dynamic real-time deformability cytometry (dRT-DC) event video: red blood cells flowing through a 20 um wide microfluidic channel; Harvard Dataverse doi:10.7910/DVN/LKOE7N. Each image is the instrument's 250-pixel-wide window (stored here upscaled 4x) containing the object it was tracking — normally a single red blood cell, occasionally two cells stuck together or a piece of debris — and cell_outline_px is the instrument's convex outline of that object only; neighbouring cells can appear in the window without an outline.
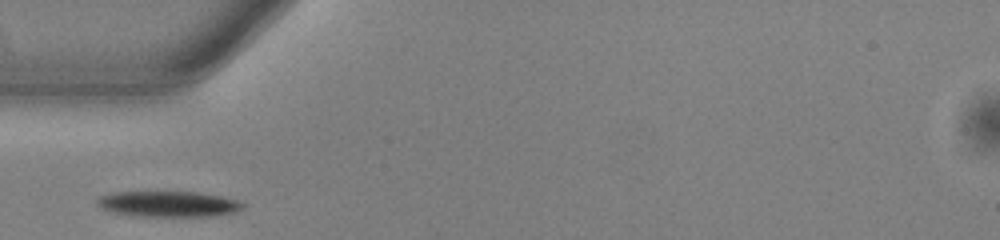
{"species": "common noctule bat (a hibernating species)", "species_latin": "Nyctalus noctula", "temperature_condition": "warm", "stored_images_in_passage": 29, "camera_frame_rate_fps": 3000, "um_per_image_px": 0.085, "animal": {"sex": "male", "body_mass_g": 13.0, "forearm_length_mm": 53.1}, "frame": {"image": 1, "passage_image": 1, "time_ms": 0.0, "image_size_px": [1000, 240], "cell_outline_px": [[244, 208], [236, 212], [208, 216], [140, 216], [112, 212], [100, 208], [96, 204], [96, 200], [100, 196], [116, 192], [200, 192], [220, 196], [236, 200], [244, 204]], "centroid_in_image_um": [14.29, 17.34], "position_along_channel_um": 70.7, "area_um2": 21.73}}
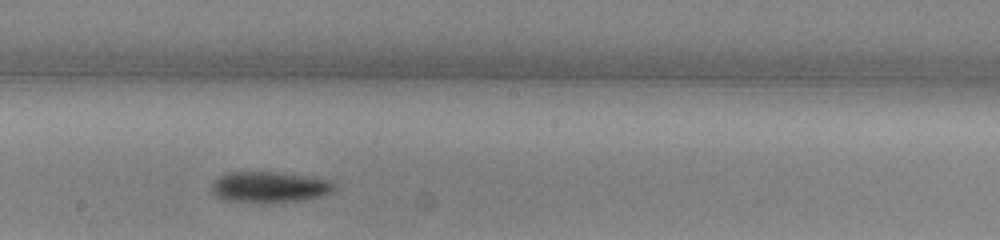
{"frame": {"image": 2, "passage_image": 13, "time_ms": 4.0, "image_size_px": [1000, 240], "cell_outline_px": [[336, 188], [332, 192], [324, 196], [304, 200], [264, 204], [224, 200], [216, 196], [212, 192], [212, 184], [220, 176], [228, 172], [280, 172], [308, 176], [332, 180], [336, 184]], "centroid_in_image_um": [22.96, 15.92], "position_along_channel_um": 225.2, "area_um2": 22.72}}
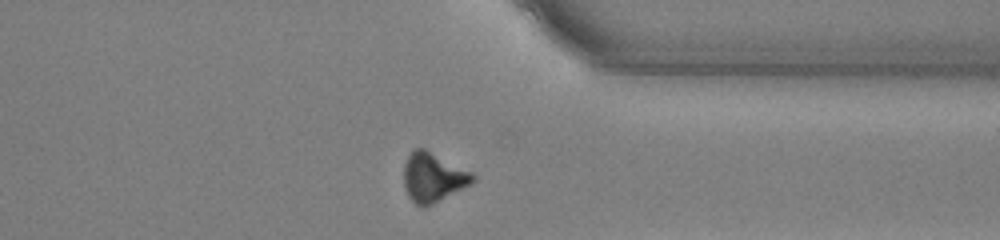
{"frame": {"image": 3, "passage_image": 25, "time_ms": 8.0, "image_size_px": [1000, 240], "cell_outline_px": [[476, 180], [472, 184], [424, 208], [416, 204], [408, 196], [404, 188], [404, 164], [408, 156], [416, 148], [424, 148], [472, 172], [476, 176]], "centroid_in_image_um": [36.82, 15.08], "position_along_channel_um": 374.6, "area_um2": 19.77}}